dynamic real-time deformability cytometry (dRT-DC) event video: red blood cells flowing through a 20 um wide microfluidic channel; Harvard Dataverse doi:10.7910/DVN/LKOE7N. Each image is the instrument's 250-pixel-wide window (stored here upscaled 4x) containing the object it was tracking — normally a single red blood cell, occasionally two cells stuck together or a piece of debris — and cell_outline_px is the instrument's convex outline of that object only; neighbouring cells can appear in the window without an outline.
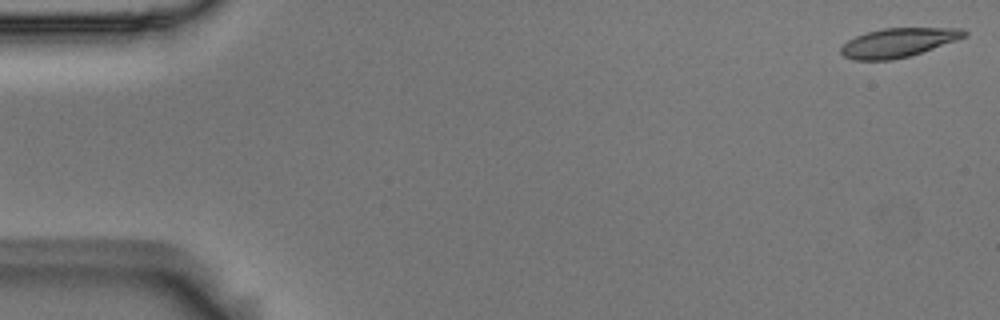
{"species": "Egyptian fruit bat (a non-hibernating species)", "species_latin": "Rousettus aegyptiacus", "temperature_condition": "room temperature", "stored_images_in_passage": 55, "camera_frame_rate_fps": 3000, "um_per_image_px": 0.085, "animal": {"sex": "male"}, "frame": {"image": 1, "passage_image": 1, "time_ms": 0.0, "image_size_px": [1000, 320], "cell_outline_px": [[968, 36], [908, 56], [892, 60], [852, 60], [844, 56], [840, 52], [840, 48], [848, 40], [856, 36], [868, 32], [884, 28], [964, 28], [968, 32]], "centroid_in_image_um": [76.35, 3.62], "position_along_channel_um": 8.7, "area_um2": 20.69}}
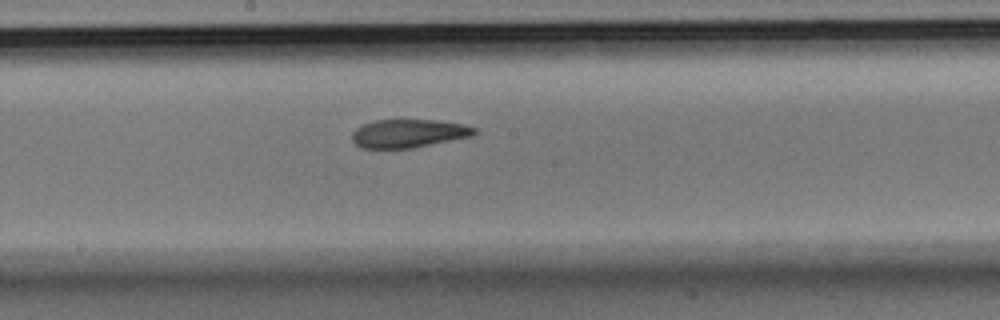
{"frame": {"image": 2, "passage_image": 29, "time_ms": 9.333, "image_size_px": [1000, 320], "cell_outline_px": [[476, 132], [472, 136], [412, 148], [360, 148], [352, 140], [352, 132], [356, 128], [372, 120], [436, 120], [464, 124], [476, 128]], "centroid_in_image_um": [34.71, 11.34], "position_along_channel_um": 213.5, "area_um2": 20.17}}
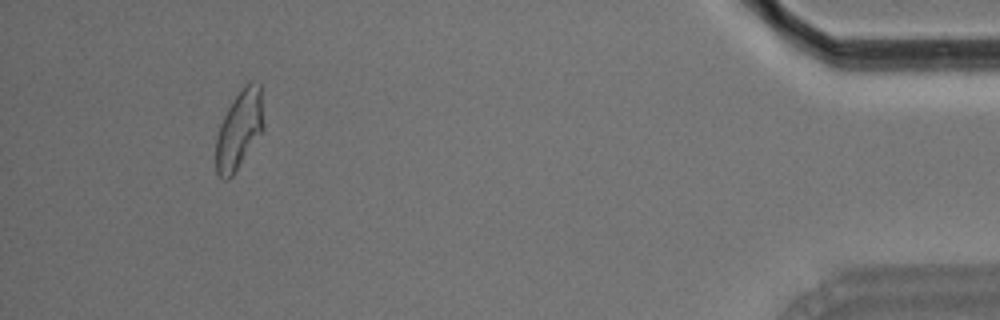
{"frame": {"image": 3, "passage_image": 51, "time_ms": 16.667, "image_size_px": [1000, 320], "cell_outline_px": [[264, 128], [232, 176], [228, 180], [224, 180], [216, 172], [216, 136], [220, 124], [232, 100], [244, 84], [248, 80], [252, 80], [260, 84], [264, 124]], "centroid_in_image_um": [20.33, 10.98], "position_along_channel_um": 414.9, "area_um2": 21.79}, "authors_computed_cell_mechanics": {"area_um2": 21.5594, "velocity_mm_per_s": 3.6394, "shape_relaxation_time_tau1_ms": 5.7617, "shape_relaxation_time_tau2_ms": 2.6427, "deformation_change_tau1": 0.1887, "deformation_change_tau2": 0.098}}